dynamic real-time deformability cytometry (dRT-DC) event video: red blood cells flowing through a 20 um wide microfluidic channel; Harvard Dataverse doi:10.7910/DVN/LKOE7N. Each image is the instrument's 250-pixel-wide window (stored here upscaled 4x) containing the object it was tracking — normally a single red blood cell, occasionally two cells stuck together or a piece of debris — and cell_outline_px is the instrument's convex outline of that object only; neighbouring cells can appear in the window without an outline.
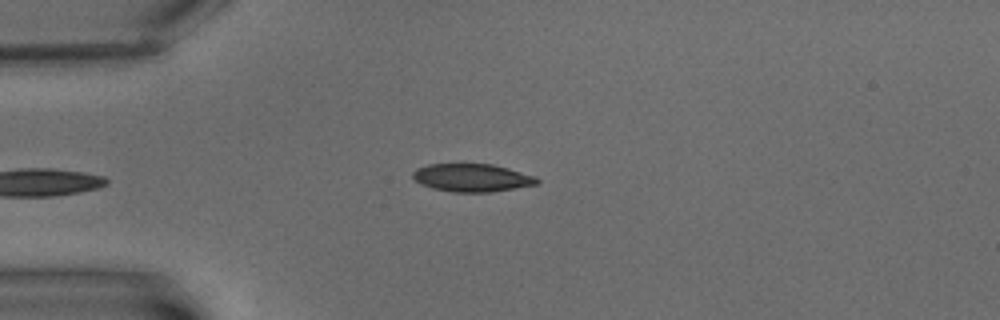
{"species": "common noctule bat (a hibernating species)", "species_latin": "Nyctalus noctula", "temperature_condition": "warm", "stored_images_in_passage": 6, "camera_frame_rate_fps": 3000, "um_per_image_px": 0.085, "animal": {"sex": "male", "body_mass_g": 15.6}, "frame": {"image": 1, "passage_image": 6, "time_ms": 7.0, "image_size_px": [1000, 320], "cell_outline_px": [[540, 184], [492, 192], [452, 192], [432, 188], [420, 184], [412, 176], [412, 172], [416, 168], [428, 164], [460, 160], [492, 164], [508, 168], [536, 176], [540, 180]], "centroid_in_image_um": [40.1, 15.05], "position_along_channel_um": 44.9, "area_um2": 21.33}}